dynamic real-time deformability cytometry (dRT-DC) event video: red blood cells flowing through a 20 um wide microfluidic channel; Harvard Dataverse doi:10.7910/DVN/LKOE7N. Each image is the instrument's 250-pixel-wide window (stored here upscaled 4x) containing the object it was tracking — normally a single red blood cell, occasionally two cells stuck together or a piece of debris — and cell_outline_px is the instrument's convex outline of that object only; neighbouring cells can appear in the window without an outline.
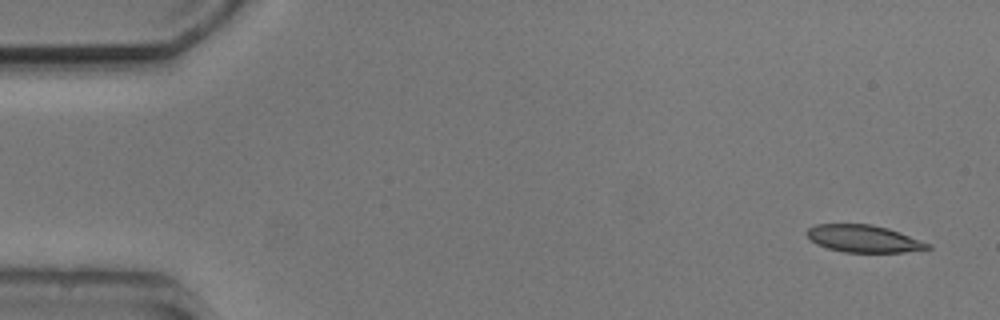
{"species": "common noctule bat (a hibernating species)", "species_latin": "Nyctalus noctula", "temperature_condition": "cold", "stored_images_in_passage": 6, "camera_frame_rate_fps": 3000, "um_per_image_px": 0.085, "animal": {"sex": "male", "body_mass_g": 20.5, "forearm_length_mm": 52.5}, "frame": {"image": 1, "passage_image": 1, "time_ms": 0.0, "image_size_px": [1000, 320], "cell_outline_px": [[932, 248], [904, 252], [844, 252], [828, 248], [816, 244], [804, 232], [808, 228], [816, 224], [872, 224], [888, 228], [900, 232], [932, 244]], "centroid_in_image_um": [73.42, 20.28], "position_along_channel_um": 11.6, "area_um2": 19.25}}
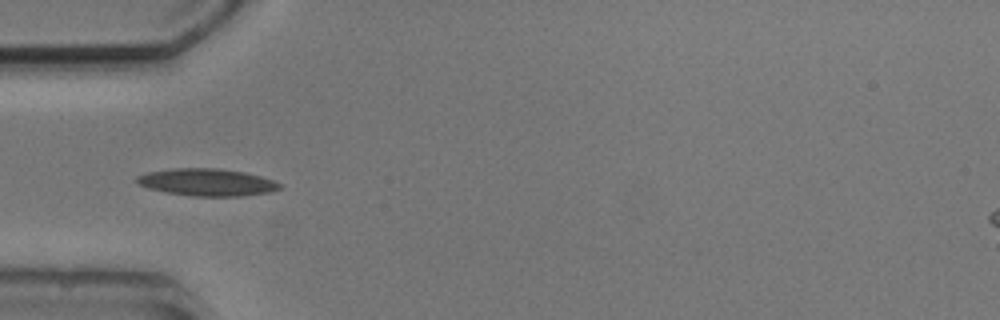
{"frame": {"image": 2, "passage_image": 5, "time_ms": 4.667, "image_size_px": [1000, 320], "cell_outline_px": [[280, 188], [268, 192], [240, 196], [192, 196], [168, 192], [148, 188], [136, 184], [136, 176], [148, 172], [172, 168], [216, 168], [244, 172], [260, 176], [272, 180], [280, 184]], "centroid_in_image_um": [17.54, 15.48], "position_along_channel_um": 67.5, "area_um2": 22.48}}